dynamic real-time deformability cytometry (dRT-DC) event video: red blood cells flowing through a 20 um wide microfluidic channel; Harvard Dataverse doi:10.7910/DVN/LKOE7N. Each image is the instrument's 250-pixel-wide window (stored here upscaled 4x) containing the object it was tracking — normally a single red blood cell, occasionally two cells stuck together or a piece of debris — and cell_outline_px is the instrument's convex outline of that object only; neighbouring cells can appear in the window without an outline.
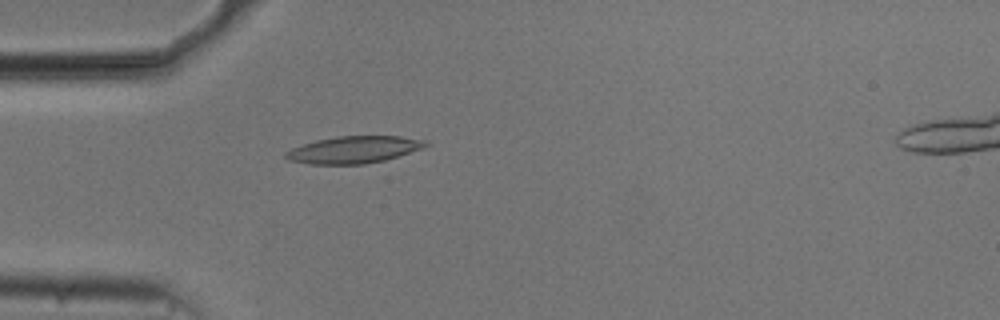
{"species": "common noctule bat (a hibernating species)", "species_latin": "Nyctalus noctula", "temperature_condition": "cold", "stored_images_in_passage": 53, "camera_frame_rate_fps": 3000, "um_per_image_px": 0.085, "animal": {"sex": "male", "body_mass_g": 20.5, "forearm_length_mm": 52.5}, "frame": {"image": 1, "passage_image": 15, "time_ms": 4.667, "image_size_px": [1000, 320], "cell_outline_px": [[432, 144], [424, 148], [384, 160], [364, 164], [308, 164], [288, 160], [284, 156], [284, 152], [292, 148], [316, 140], [336, 136], [400, 136], [428, 140]], "centroid_in_image_um": [30.11, 12.72], "position_along_channel_um": 54.9, "area_um2": 22.2}}
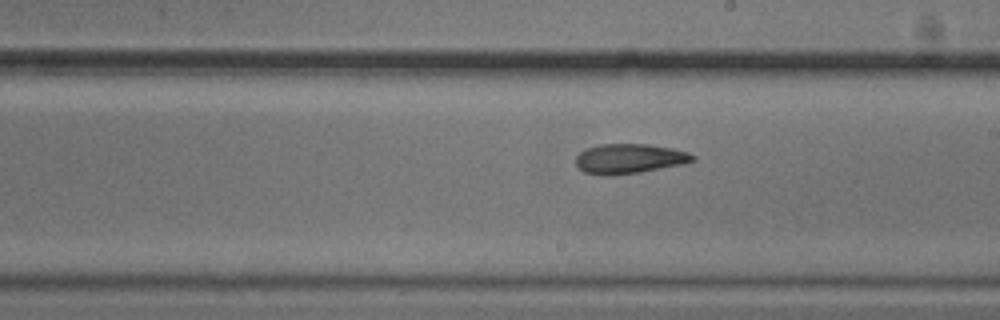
{"frame": {"image": 2, "passage_image": 30, "time_ms": 9.667, "image_size_px": [1000, 320], "cell_outline_px": [[696, 160], [684, 164], [640, 172], [608, 176], [604, 176], [584, 172], [576, 164], [576, 156], [580, 152], [588, 148], [600, 144], [648, 144], [672, 148], [688, 152], [696, 156]], "centroid_in_image_um": [53.52, 13.49], "position_along_channel_um": 235.5, "area_um2": 20.35}}
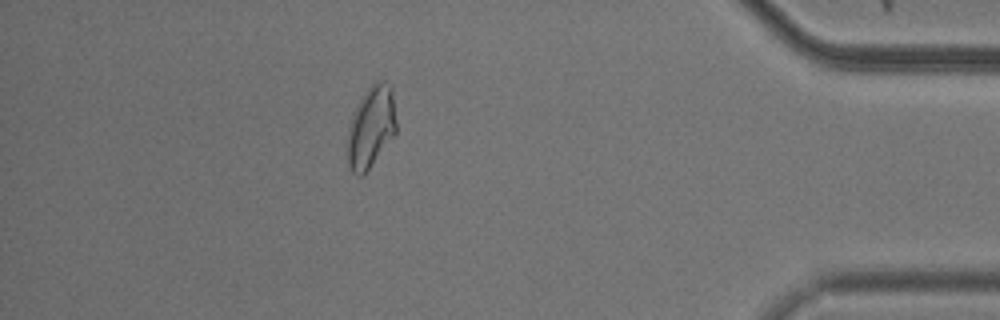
{"frame": {"image": 3, "passage_image": 47, "time_ms": 15.333, "image_size_px": [1000, 320], "cell_outline_px": [[396, 132], [368, 168], [360, 176], [356, 176], [352, 172], [348, 164], [348, 128], [352, 112], [356, 104], [372, 80], [384, 80], [392, 88], [396, 120]], "centroid_in_image_um": [31.52, 10.71], "position_along_channel_um": 403.7, "area_um2": 23.24}, "authors_computed_cell_mechanics": {"area_um2": 21.386, "velocity_mm_per_s": 3.7327, "shape_relaxation_time_tau1_ms": 7.8849, "shape_relaxation_time_tau2_ms": 4.9011, "deformation_change_tau1": 0.1486, "deformation_change_tau2": 0.1099}}